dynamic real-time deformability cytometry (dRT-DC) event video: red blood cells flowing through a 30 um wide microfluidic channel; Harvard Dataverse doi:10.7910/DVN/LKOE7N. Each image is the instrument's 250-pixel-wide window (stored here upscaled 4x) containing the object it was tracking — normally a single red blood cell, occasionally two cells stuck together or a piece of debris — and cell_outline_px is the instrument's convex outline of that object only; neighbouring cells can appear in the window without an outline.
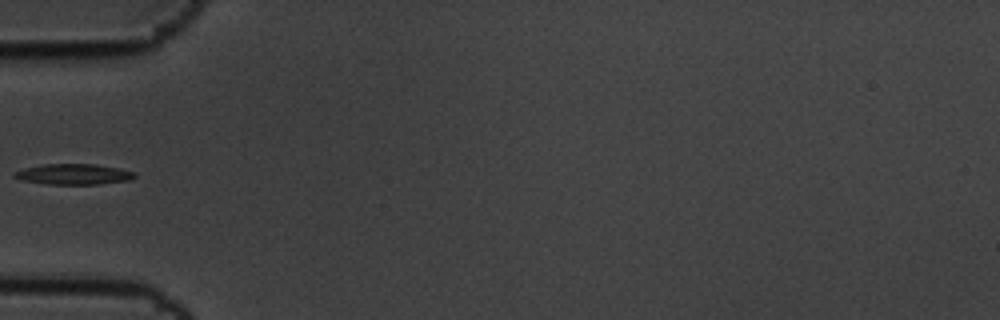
{"species": "common noctule bat (a hibernating species)", "species_latin": "Nyctalus noctula", "temperature_condition": "cold", "stored_images_in_passage": 2, "camera_frame_rate_fps": 3000, "um_per_image_px": 0.085, "animal": {"sex": "male", "body_mass_g": 19.5, "forearm_length_mm": 54.6}, "frame": {"image": 1, "passage_image": 2, "time_ms": 0.333, "image_size_px": [1000, 320], "cell_outline_px": [[136, 176], [128, 180], [100, 184], [48, 184], [24, 180], [12, 176], [12, 172], [24, 168], [44, 164], [96, 164], [120, 168], [136, 172]], "centroid_in_image_um": [6.27, 14.8], "position_along_channel_um": 78.7, "area_um2": 14.45}}